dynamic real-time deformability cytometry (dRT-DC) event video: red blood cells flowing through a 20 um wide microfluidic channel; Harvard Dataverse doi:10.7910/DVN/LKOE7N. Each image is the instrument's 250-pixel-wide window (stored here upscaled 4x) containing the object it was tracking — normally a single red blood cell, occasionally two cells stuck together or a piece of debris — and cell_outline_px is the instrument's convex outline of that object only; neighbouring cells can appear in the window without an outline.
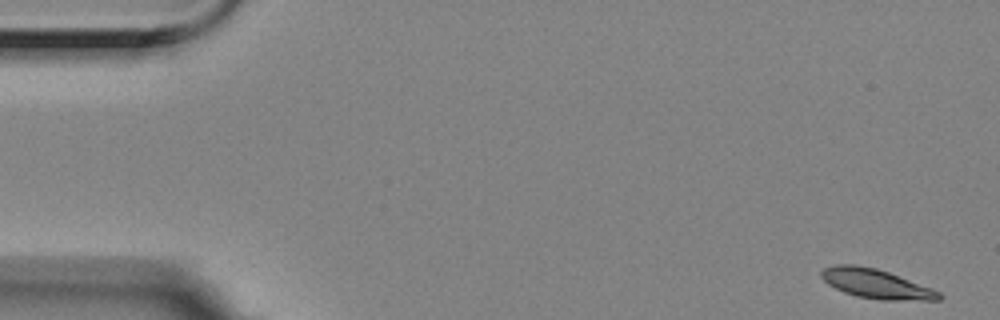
{"species": "Egyptian fruit bat (a non-hibernating species)", "species_latin": "Rousettus aegyptiacus", "temperature_condition": "room temperature", "stored_images_in_passage": 56, "camera_frame_rate_fps": 3000, "um_per_image_px": 0.085, "animal": {"sex": "female"}, "frame": {"image": 1, "passage_image": 1, "time_ms": 0.0, "image_size_px": [1000, 320], "cell_outline_px": [[944, 296], [940, 300], [880, 300], [856, 296], [844, 292], [828, 284], [820, 276], [820, 272], [824, 268], [836, 264], [852, 264], [876, 268], [888, 272], [932, 288], [940, 292]], "centroid_in_image_um": [74.47, 24.12], "position_along_channel_um": 10.5, "area_um2": 20.11}}
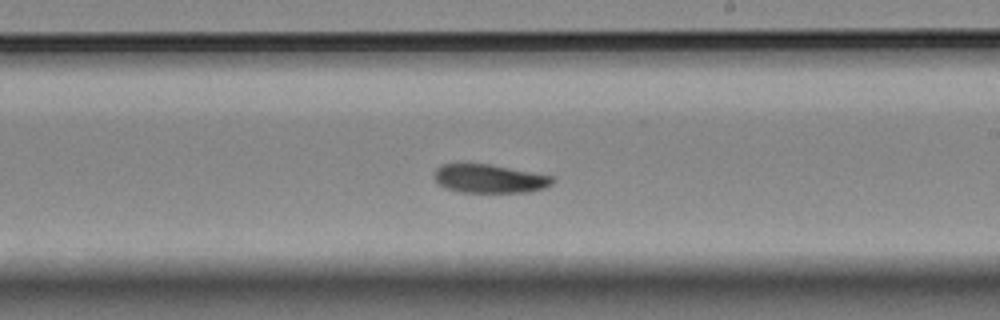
{"frame": {"image": 2, "passage_image": 32, "time_ms": 10.333, "image_size_px": [1000, 320], "cell_outline_px": [[556, 180], [552, 184], [544, 188], [528, 192], [456, 192], [436, 184], [432, 176], [432, 172], [440, 164], [492, 164], [552, 176]], "centroid_in_image_um": [41.54, 15.18], "position_along_channel_um": 247.5, "area_um2": 20.06}}
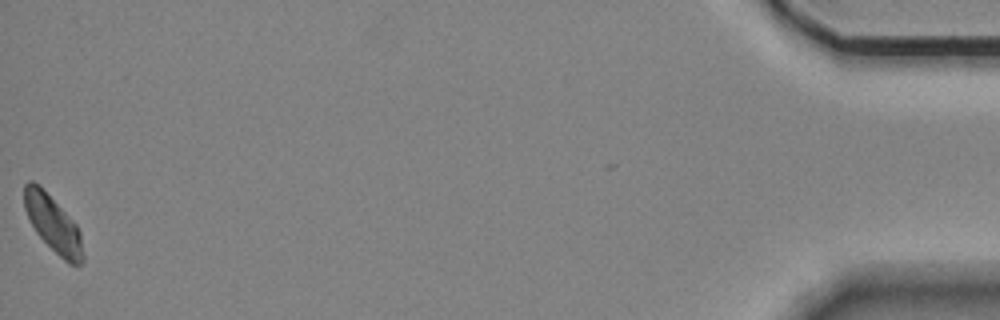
{"frame": {"image": 3, "passage_image": 56, "time_ms": 18.333, "image_size_px": [1000, 320], "cell_outline_px": [[84, 264], [68, 264], [36, 232], [24, 208], [24, 184], [28, 180], [32, 180], [40, 184], [76, 224], [80, 232], [84, 256]], "centroid_in_image_um": [4.51, 19.0], "position_along_channel_um": 430.7, "area_um2": 19.25}, "authors_computed_cell_mechanics": {"area_um2": 20.1433, "velocity_mm_per_s": 3.4887, "shape_relaxation_time_tau1_ms": 4.0376, "shape_relaxation_time_tau2_ms": null, "deformation_change_tau1": 0.1201, "deformation_change_tau2": null}}